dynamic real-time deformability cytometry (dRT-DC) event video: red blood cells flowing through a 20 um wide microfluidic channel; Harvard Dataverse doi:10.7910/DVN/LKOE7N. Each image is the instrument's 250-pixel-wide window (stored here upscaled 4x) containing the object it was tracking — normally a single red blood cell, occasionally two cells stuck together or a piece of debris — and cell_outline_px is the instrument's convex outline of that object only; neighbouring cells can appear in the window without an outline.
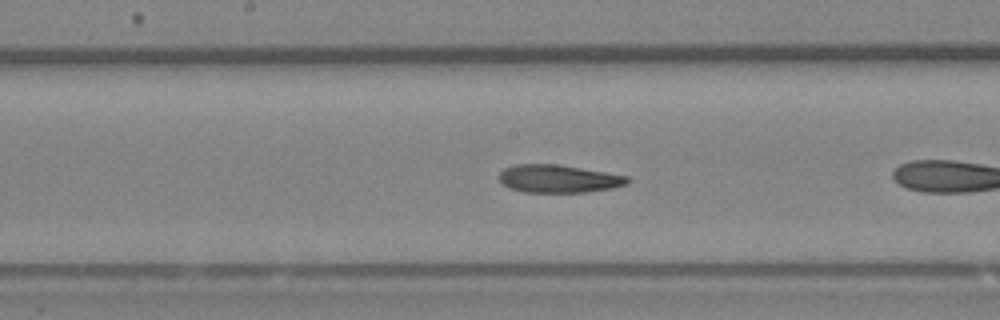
{"species": "Egyptian fruit bat (a non-hibernating species)", "species_latin": "Rousettus aegyptiacus", "temperature_condition": "room temperature", "stored_images_in_passage": 36, "camera_frame_rate_fps": 3000, "um_per_image_px": 0.085, "animal": {"sex": "female"}, "frame": {"image": 1, "passage_image": 11, "time_ms": 3.333, "image_size_px": [1000, 320], "cell_outline_px": [[632, 180], [628, 184], [612, 188], [584, 192], [524, 192], [512, 188], [504, 184], [496, 176], [504, 168], [516, 164], [556, 164], [628, 176]], "centroid_in_image_um": [47.47, 15.19], "position_along_channel_um": 200.7, "area_um2": 20.75}, "authors_computed_cell_mechanics": {"area_um2": 21.1259, "velocity_mm_per_s": 4.0673, "shape_relaxation_time_tau1_ms": 7.5146, "shape_relaxation_time_tau2_ms": 2.9428, "deformation_change_tau1": 0.2063, "deformation_change_tau2": 0.1157}}